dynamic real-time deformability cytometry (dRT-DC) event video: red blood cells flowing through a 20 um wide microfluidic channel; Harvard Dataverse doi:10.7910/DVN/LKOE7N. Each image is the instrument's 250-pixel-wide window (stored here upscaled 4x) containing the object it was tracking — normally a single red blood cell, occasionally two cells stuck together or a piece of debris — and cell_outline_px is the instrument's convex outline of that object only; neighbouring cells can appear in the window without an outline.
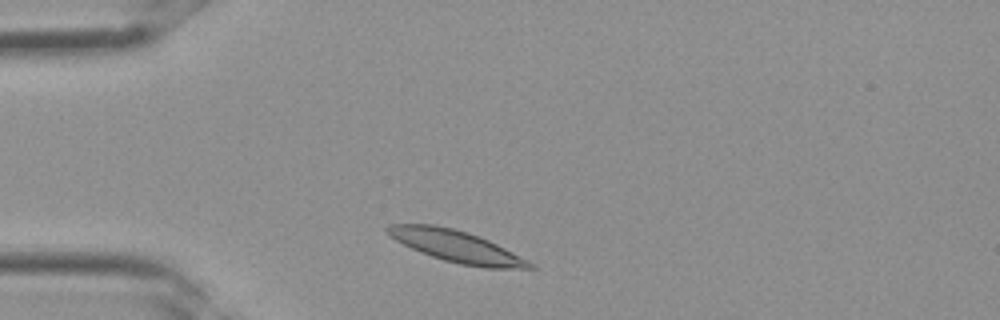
{"species": "Egyptian fruit bat (a non-hibernating species)", "species_latin": "Rousettus aegyptiacus", "temperature_condition": "room temperature", "stored_images_in_passage": 1, "camera_frame_rate_fps": 3000, "um_per_image_px": 0.085, "frame": {"image": 1, "passage_image": 1, "time_ms": 0.0, "image_size_px": [1000, 320], "cell_outline_px": [[536, 268], [484, 268], [460, 264], [444, 260], [420, 252], [388, 236], [384, 228], [388, 224], [432, 224], [452, 228], [468, 232], [488, 240], [536, 264]], "centroid_in_image_um": [38.77, 20.93], "position_along_channel_um": 46.2, "area_um2": 26.13}}